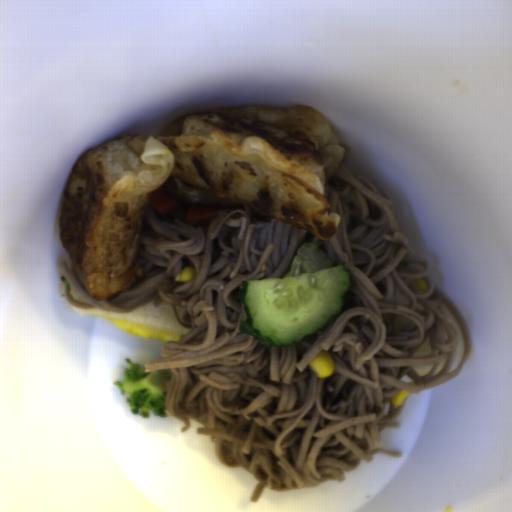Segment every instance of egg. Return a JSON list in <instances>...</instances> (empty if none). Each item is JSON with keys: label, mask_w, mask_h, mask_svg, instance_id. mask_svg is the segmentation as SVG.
I'll list each match as a JSON object with an SVG mask.
<instances>
[{"label": "egg", "mask_w": 512, "mask_h": 512, "mask_svg": "<svg viewBox=\"0 0 512 512\" xmlns=\"http://www.w3.org/2000/svg\"><path fill=\"white\" fill-rule=\"evenodd\" d=\"M106 320L124 332L144 339H155L164 342H178L181 340L180 333L172 330L108 317Z\"/></svg>", "instance_id": "egg-1"}]
</instances>
